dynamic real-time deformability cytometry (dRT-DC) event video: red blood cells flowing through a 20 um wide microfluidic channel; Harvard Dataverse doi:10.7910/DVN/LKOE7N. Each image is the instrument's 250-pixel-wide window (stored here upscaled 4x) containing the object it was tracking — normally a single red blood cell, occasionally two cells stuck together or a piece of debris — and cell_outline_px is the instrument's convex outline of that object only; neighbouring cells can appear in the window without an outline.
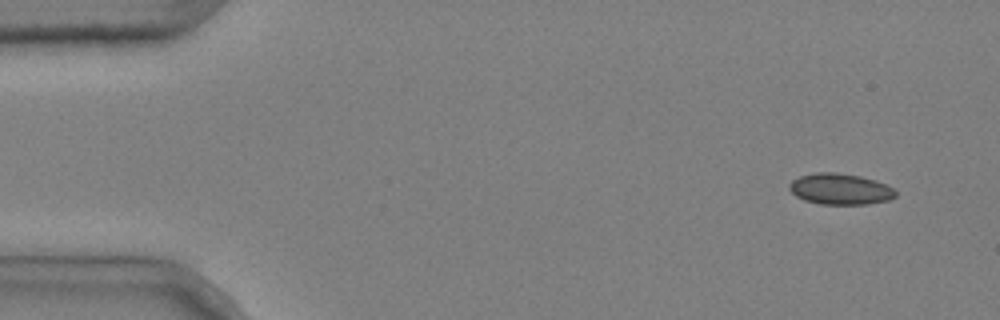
{"species": "common noctule bat (a hibernating species)", "species_latin": "Nyctalus noctula", "temperature_condition": "cold", "stored_images_in_passage": 13, "camera_frame_rate_fps": 3000, "um_per_image_px": 0.085, "animal": {"sex": "male", "body_mass_g": 20.4}, "frame": {"image": 1, "passage_image": 1, "time_ms": 0.0, "image_size_px": [1000, 320], "cell_outline_px": [[896, 196], [888, 200], [868, 204], [820, 204], [804, 200], [796, 196], [788, 188], [788, 184], [792, 180], [800, 176], [816, 172], [836, 172], [860, 176], [876, 180], [892, 188], [896, 192]], "centroid_in_image_um": [71.39, 16.06], "position_along_channel_um": 13.6, "area_um2": 19.25}}
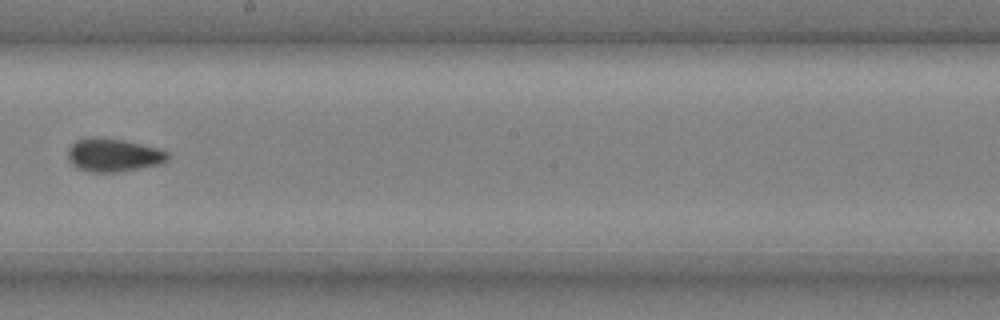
{"frame": {"image": 2, "passage_image": 8, "time_ms": 2.333, "image_size_px": [1000, 320], "cell_outline_px": [[172, 156], [164, 164], [116, 172], [88, 172], [76, 168], [68, 160], [68, 148], [76, 140], [124, 140], [156, 148], [168, 152]], "centroid_in_image_um": [9.7, 13.24], "position_along_channel_um": 238.5, "area_um2": 18.9}}
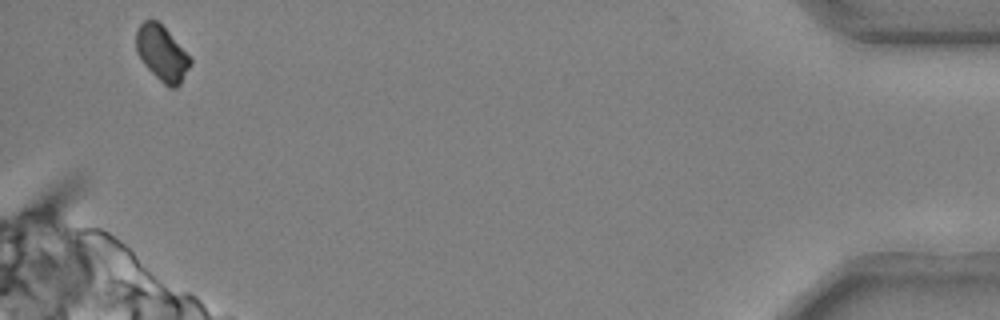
{"frame": {"image": 3, "passage_image": 13, "time_ms": 4.0, "image_size_px": [1000, 320], "cell_outline_px": [[192, 64], [180, 84], [176, 88], [168, 88], [144, 64], [136, 52], [136, 28], [144, 20], [156, 20], [168, 32], [192, 60]], "centroid_in_image_um": [13.75, 4.55], "position_along_channel_um": 421.4, "area_um2": 17.17}}